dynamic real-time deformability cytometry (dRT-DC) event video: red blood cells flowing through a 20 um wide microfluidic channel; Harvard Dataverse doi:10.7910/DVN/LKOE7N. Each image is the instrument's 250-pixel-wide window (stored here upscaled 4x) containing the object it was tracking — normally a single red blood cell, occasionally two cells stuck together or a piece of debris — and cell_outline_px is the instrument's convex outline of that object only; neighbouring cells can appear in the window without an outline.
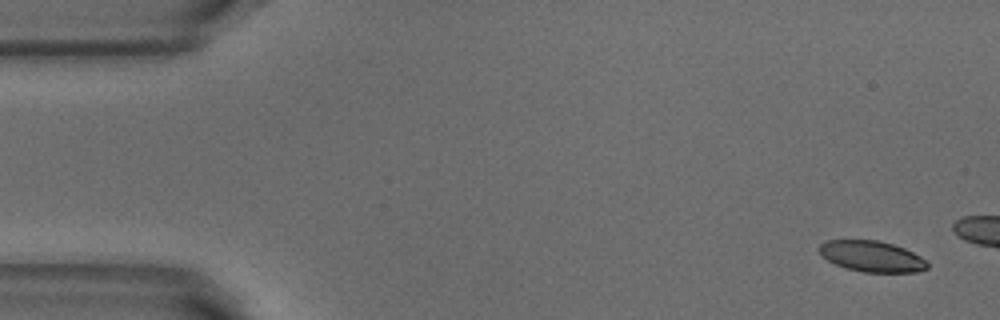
{"species": "common noctule bat (a hibernating species)", "species_latin": "Nyctalus noctula", "temperature_condition": "warm", "stored_images_in_passage": 10, "camera_frame_rate_fps": 3000, "um_per_image_px": 0.085, "animal": {"sex": "male", "body_mass_g": 18.8}, "frame": {"image": 1, "passage_image": 1, "time_ms": 0.0, "image_size_px": [1000, 320], "cell_outline_px": [[928, 268], [916, 272], [864, 272], [844, 268], [828, 260], [820, 252], [820, 244], [828, 240], [880, 240], [904, 248], [920, 256], [928, 264]], "centroid_in_image_um": [74.11, 21.79], "position_along_channel_um": 10.9, "area_um2": 19.31}}